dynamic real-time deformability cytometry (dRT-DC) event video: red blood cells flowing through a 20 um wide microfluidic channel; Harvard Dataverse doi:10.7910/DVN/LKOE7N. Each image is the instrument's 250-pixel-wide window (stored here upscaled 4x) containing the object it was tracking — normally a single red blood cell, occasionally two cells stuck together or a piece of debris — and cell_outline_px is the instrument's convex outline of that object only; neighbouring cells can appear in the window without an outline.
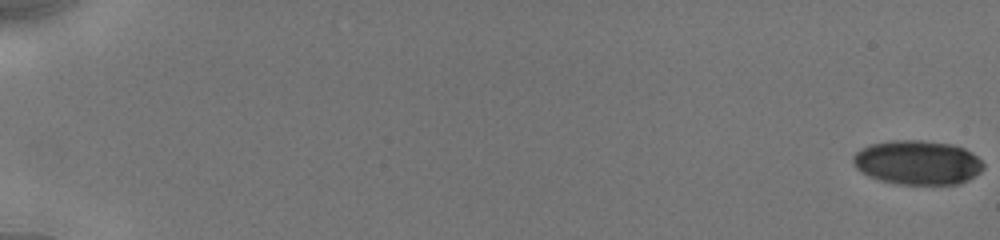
{"species": "human", "species_latin": "Homo sapiens", "temperature_condition": "cold", "stored_images_in_passage": 23, "camera_frame_rate_fps": 3000, "um_per_image_px": 0.085, "donor": {"sex": "male"}, "frame": {"image": 1, "passage_image": 1, "time_ms": 0.0, "image_size_px": [1000, 240], "cell_outline_px": [[984, 168], [980, 172], [968, 180], [960, 184], [896, 184], [880, 180], [868, 176], [856, 168], [852, 160], [852, 156], [860, 148], [872, 144], [892, 140], [920, 140], [952, 144], [964, 148], [972, 152], [984, 164]], "centroid_in_image_um": [77.99, 13.81], "position_along_channel_um": 7.0, "area_um2": 33.76}}
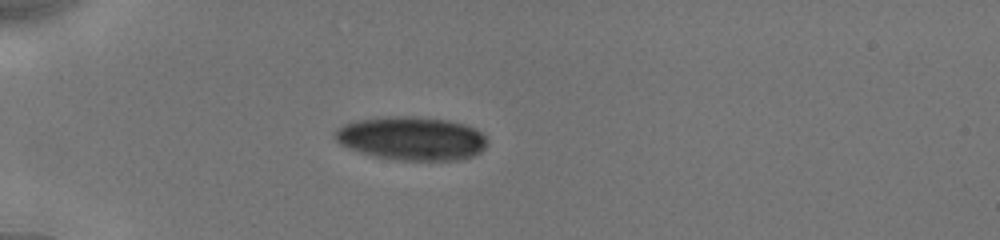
{"frame": {"image": 2, "passage_image": 19, "time_ms": 5.667, "image_size_px": [1000, 240], "cell_outline_px": [[488, 144], [480, 152], [464, 160], [396, 160], [376, 156], [360, 152], [348, 148], [340, 144], [332, 136], [332, 132], [336, 128], [344, 124], [356, 120], [388, 116], [408, 116], [448, 120], [464, 124], [476, 128], [488, 136]], "centroid_in_image_um": [35.0, 11.76], "position_along_channel_um": 50.0, "area_um2": 39.13}}